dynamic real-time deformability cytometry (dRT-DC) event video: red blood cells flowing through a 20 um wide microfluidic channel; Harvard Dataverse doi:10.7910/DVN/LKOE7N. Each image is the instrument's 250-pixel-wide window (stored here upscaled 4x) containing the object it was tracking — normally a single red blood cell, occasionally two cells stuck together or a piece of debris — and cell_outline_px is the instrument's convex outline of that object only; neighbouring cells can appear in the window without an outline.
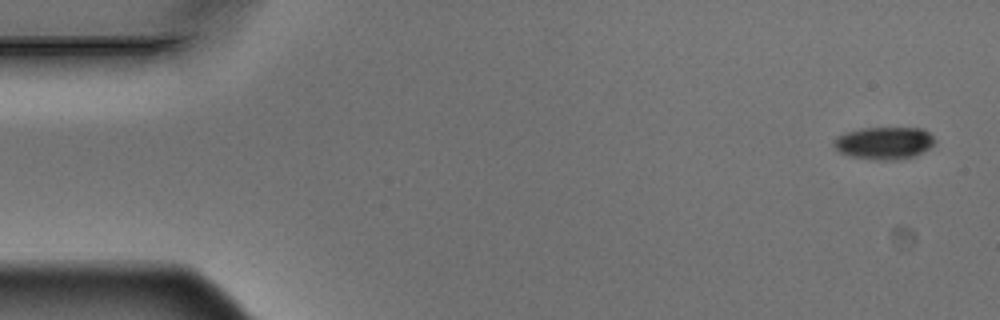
{"species": "Egyptian fruit bat (a non-hibernating species)", "species_latin": "Rousettus aegyptiacus", "temperature_condition": "warm", "stored_images_in_passage": 5, "segment_of_instrument_passage": [1, 2], "camera_frame_rate_fps": 3000, "um_per_image_px": 0.085, "animal": {"sex": "male"}, "frame": {"image": 1, "passage_image": 1, "time_ms": 0.0, "image_size_px": [1000, 320], "cell_outline_px": [[936, 140], [928, 148], [912, 156], [884, 160], [852, 156], [840, 152], [832, 144], [836, 136], [844, 132], [860, 128], [924, 128]], "centroid_in_image_um": [75.11, 12.12], "position_along_channel_um": 9.9, "area_um2": 18.67}}
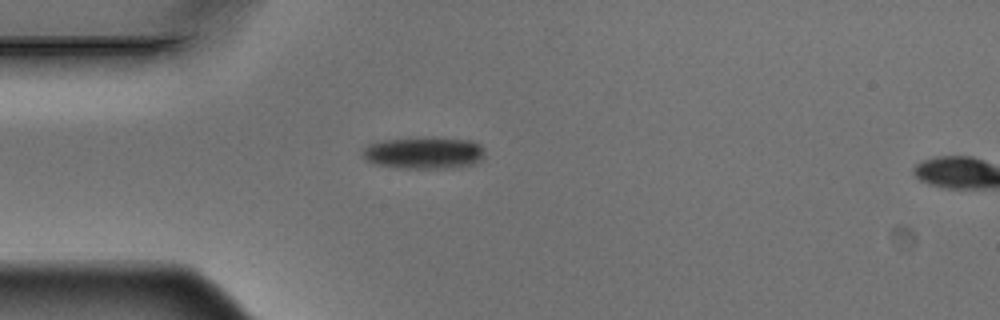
{"frame": {"image": 2, "passage_image": 4, "time_ms": 1.0, "image_size_px": [1000, 320], "cell_outline_px": [[484, 156], [480, 160], [472, 164], [456, 168], [400, 168], [372, 164], [360, 156], [360, 152], [368, 144], [380, 140], [472, 140], [480, 144], [484, 148]], "centroid_in_image_um": [35.98, 13.05], "position_along_channel_um": 49.0, "area_um2": 22.2}}